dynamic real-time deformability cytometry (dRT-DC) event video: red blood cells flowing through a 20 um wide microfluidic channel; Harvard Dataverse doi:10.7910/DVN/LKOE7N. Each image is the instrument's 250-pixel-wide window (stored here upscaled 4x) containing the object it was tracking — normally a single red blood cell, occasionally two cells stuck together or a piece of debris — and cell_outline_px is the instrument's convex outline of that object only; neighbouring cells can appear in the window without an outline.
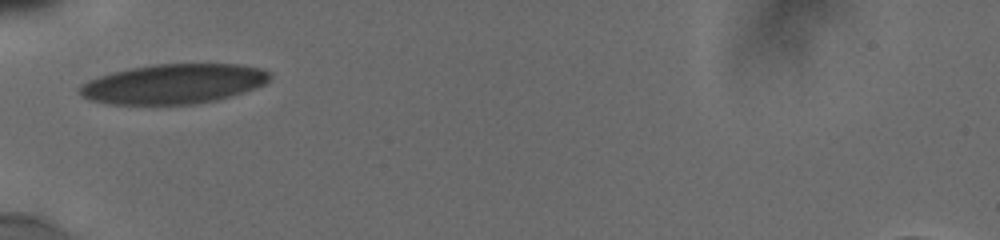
{"species": "human", "species_latin": "Homo sapiens", "temperature_condition": "cold", "stored_images_in_passage": 3, "camera_frame_rate_fps": 3000, "um_per_image_px": 0.085, "donor": {"sex": "male"}, "frame": {"image": 1, "passage_image": 1, "time_ms": 0.0, "image_size_px": [1000, 240], "cell_outline_px": [[272, 76], [264, 84], [244, 92], [216, 100], [196, 104], [108, 104], [88, 100], [80, 96], [80, 88], [88, 80], [112, 72], [152, 64], [240, 64], [260, 68], [268, 72]], "centroid_in_image_um": [14.75, 7.13], "position_along_channel_um": 70.3, "area_um2": 43.93}}